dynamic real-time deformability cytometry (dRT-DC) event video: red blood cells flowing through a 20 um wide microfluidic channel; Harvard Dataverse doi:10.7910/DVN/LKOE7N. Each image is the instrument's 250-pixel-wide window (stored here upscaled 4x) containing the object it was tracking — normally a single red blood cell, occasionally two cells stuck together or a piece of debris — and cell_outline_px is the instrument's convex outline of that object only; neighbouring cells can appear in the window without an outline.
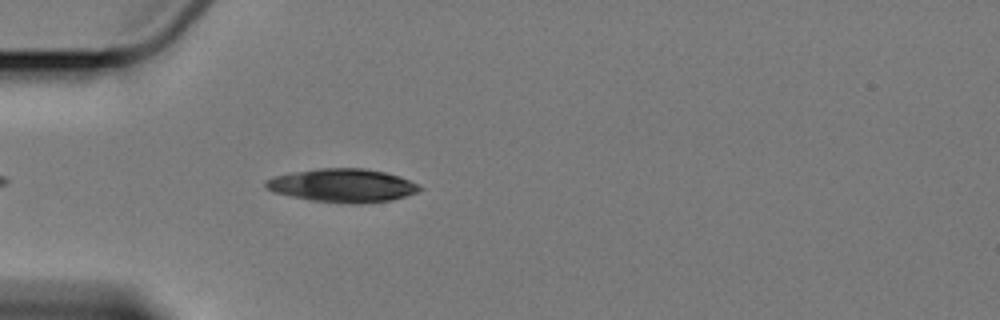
{"species": "Egyptian fruit bat (a non-hibernating species)", "species_latin": "Rousettus aegyptiacus", "temperature_condition": "cold", "stored_images_in_passage": 3, "camera_frame_rate_fps": 3000, "um_per_image_px": 0.085, "animal": {"sex": "female"}, "frame": {"image": 1, "passage_image": 3, "time_ms": 3.0, "image_size_px": [1000, 320], "cell_outline_px": [[424, 188], [416, 192], [404, 196], [388, 200], [360, 204], [352, 204], [312, 200], [272, 192], [264, 188], [264, 180], [276, 176], [296, 172], [320, 168], [364, 168], [384, 172], [400, 176]], "centroid_in_image_um": [29.09, 15.76], "position_along_channel_um": 55.9, "area_um2": 29.65}}